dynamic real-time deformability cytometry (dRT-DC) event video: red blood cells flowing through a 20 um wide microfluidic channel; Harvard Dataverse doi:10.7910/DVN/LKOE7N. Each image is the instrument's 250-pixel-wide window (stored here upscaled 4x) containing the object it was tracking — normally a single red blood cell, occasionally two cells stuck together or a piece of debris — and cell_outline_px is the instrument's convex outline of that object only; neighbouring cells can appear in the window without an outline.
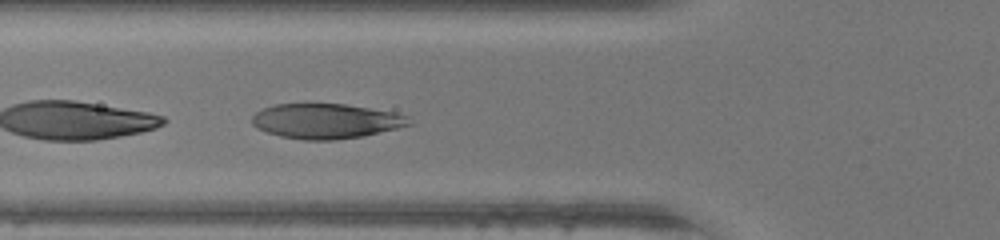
{"species": "human", "species_latin": "Homo sapiens", "temperature_condition": "warm", "stored_images_in_passage": 33, "camera_frame_rate_fps": 3000, "um_per_image_px": 0.085, "donor": {"sex": "female"}, "frame": {"image": 1, "passage_image": 6, "time_ms": 1.667, "image_size_px": [1000, 240], "cell_outline_px": [[412, 124], [364, 136], [336, 140], [304, 140], [280, 136], [256, 128], [252, 124], [252, 116], [256, 112], [264, 108], [276, 104], [344, 104], [392, 112], [408, 116]], "centroid_in_image_um": [27.69, 10.3], "position_along_channel_um": 98.1, "area_um2": 31.79}}
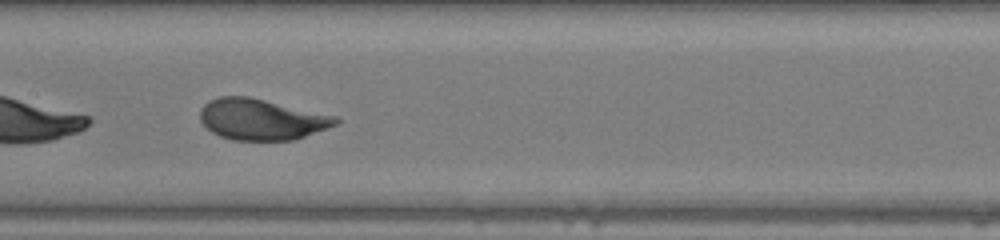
{"frame": {"image": 2, "passage_image": 12, "time_ms": 3.667, "image_size_px": [1000, 240], "cell_outline_px": [[340, 120], [336, 124], [304, 136], [292, 140], [232, 140], [220, 136], [212, 132], [200, 120], [200, 108], [208, 100], [220, 96], [248, 96], [336, 116]], "centroid_in_image_um": [22.17, 10.14], "position_along_channel_um": 185.2, "area_um2": 32.14}}
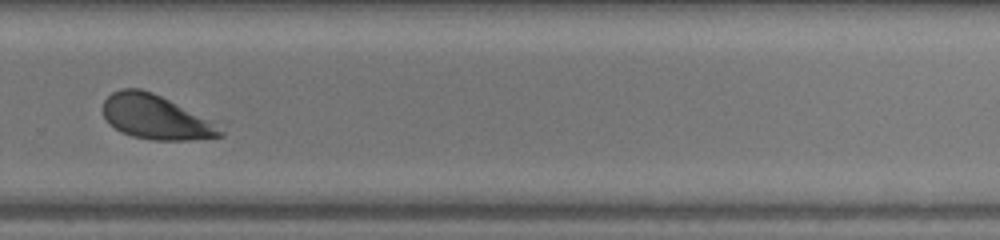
{"frame": {"image": 3, "passage_image": 21, "time_ms": 6.667, "image_size_px": [1000, 240], "cell_outline_px": [[224, 136], [192, 140], [152, 140], [132, 136], [120, 132], [108, 124], [104, 116], [104, 100], [112, 92], [120, 88], [140, 88], [152, 92], [168, 100], [204, 120], [224, 132]], "centroid_in_image_um": [13.1, 9.97], "position_along_channel_um": 316.7, "area_um2": 29.3}, "authors_computed_cell_mechanics": {"area_um2": 32.7726, "velocity_mm_per_s": 4.3616, "shape_relaxation_time_tau1_ms": 2.2521, "shape_relaxation_time_tau2_ms": null, "deformation_change_tau1": 0.1456, "deformation_change_tau2": null}}